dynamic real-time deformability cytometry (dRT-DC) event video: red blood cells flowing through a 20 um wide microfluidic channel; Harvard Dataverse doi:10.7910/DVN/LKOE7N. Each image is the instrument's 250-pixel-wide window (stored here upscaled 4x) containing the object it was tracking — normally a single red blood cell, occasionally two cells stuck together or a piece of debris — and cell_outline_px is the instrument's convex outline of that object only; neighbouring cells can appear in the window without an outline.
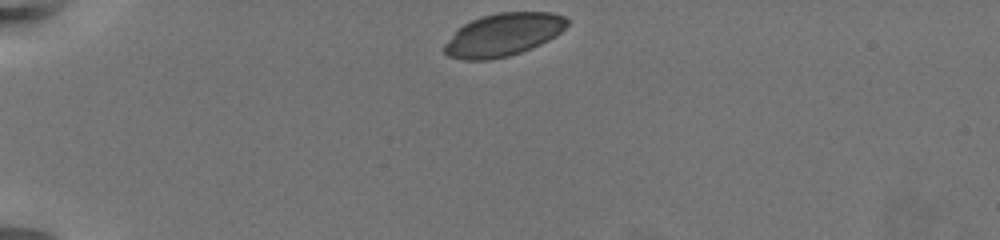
{"species": "common noctule bat (a hibernating species)", "species_latin": "Nyctalus noctula", "temperature_condition": "warm", "stored_images_in_passage": 43, "camera_frame_rate_fps": 3000, "um_per_image_px": 0.085, "animal": {"sex": "female", "body_mass_g": 19.5, "forearm_length_mm": 54.1}, "frame": {"image": 1, "passage_image": 1, "time_ms": 0.0, "image_size_px": [1000, 240], "cell_outline_px": [[568, 24], [556, 36], [532, 48], [508, 56], [488, 60], [464, 60], [448, 56], [444, 52], [444, 44], [456, 28], [480, 16], [500, 12], [552, 12], [564, 16], [568, 20]], "centroid_in_image_um": [42.75, 2.95], "position_along_channel_um": 42.2, "area_um2": 30.75}}
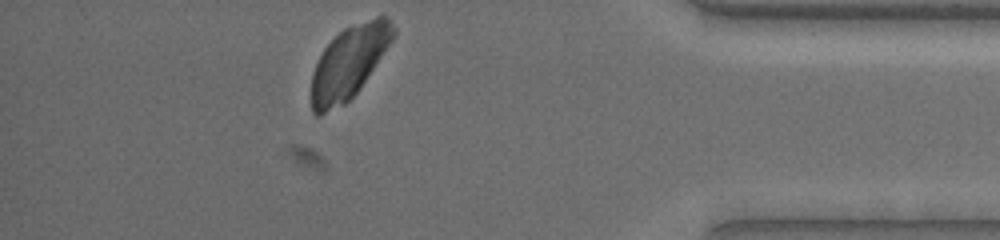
{"frame": {"image": 2, "passage_image": 42, "time_ms": 13.667, "image_size_px": [1000, 240], "cell_outline_px": [[396, 36], [360, 88], [344, 104], [320, 116], [316, 116], [312, 112], [312, 72], [324, 48], [344, 28], [376, 16], [384, 16], [396, 28]], "centroid_in_image_um": [29.68, 5.31], "position_along_channel_um": 405.5, "area_um2": 34.33}}